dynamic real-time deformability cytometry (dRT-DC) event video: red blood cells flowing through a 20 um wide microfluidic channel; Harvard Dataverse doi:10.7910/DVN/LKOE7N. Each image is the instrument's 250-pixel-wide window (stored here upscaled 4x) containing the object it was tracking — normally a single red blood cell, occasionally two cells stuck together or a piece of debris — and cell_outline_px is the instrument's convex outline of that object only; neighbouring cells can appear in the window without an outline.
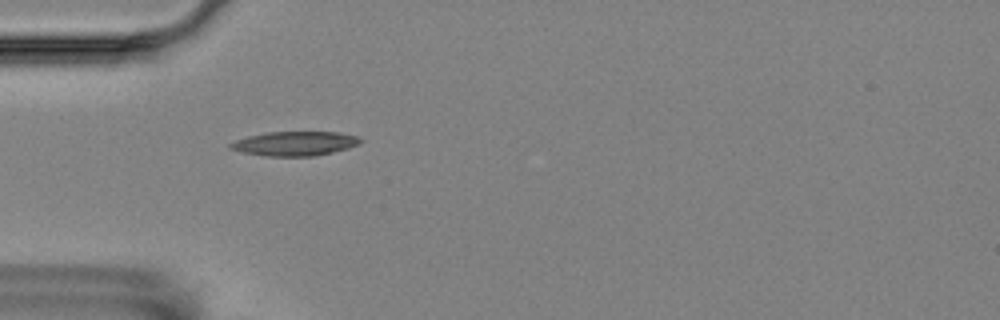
{"species": "Egyptian fruit bat (a non-hibernating species)", "species_latin": "Rousettus aegyptiacus", "temperature_condition": "room temperature", "stored_images_in_passage": 2, "camera_frame_rate_fps": 3000, "um_per_image_px": 0.085, "animal": {"sex": "female"}, "frame": {"image": 1, "passage_image": 1, "time_ms": 0.0, "image_size_px": [1000, 320], "cell_outline_px": [[364, 140], [360, 144], [348, 148], [332, 152], [312, 156], [268, 156], [244, 152], [228, 148], [228, 144], [236, 140], [248, 136], [268, 132], [340, 132], [360, 136]], "centroid_in_image_um": [25.11, 12.19], "position_along_channel_um": 59.9, "area_um2": 18.44}}